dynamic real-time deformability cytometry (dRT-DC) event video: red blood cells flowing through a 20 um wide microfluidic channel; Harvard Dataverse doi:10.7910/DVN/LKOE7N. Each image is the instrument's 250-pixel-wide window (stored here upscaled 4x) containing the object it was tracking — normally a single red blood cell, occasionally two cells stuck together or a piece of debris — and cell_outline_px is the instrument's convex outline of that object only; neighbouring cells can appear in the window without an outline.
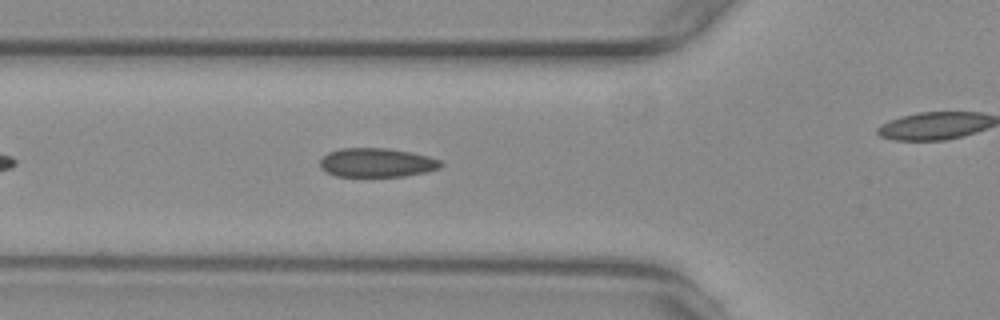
{"species": "common noctule bat (a hibernating species)", "species_latin": "Nyctalus noctula", "temperature_condition": "warm", "stored_images_in_passage": 32, "camera_frame_rate_fps": 3000, "um_per_image_px": 0.085, "animal": {"sex": "female", "body_mass_g": 29.2, "forearm_length_mm": 56.3}, "frame": {"image": 1, "passage_image": 7, "time_ms": 2.0, "image_size_px": [1000, 320], "cell_outline_px": [[444, 164], [440, 168], [424, 172], [404, 176], [336, 176], [324, 172], [320, 168], [320, 160], [328, 152], [340, 148], [384, 148], [412, 152], [428, 156], [440, 160]], "centroid_in_image_um": [32.0, 13.82], "position_along_channel_um": 93.8, "area_um2": 20.46}}
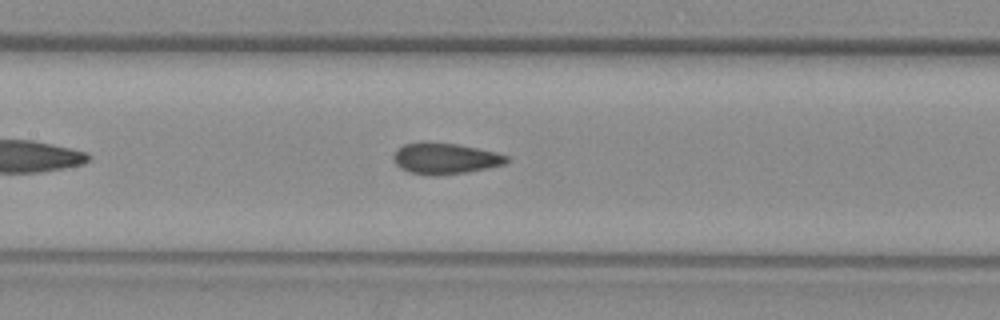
{"frame": {"image": 2, "passage_image": 13, "time_ms": 4.0, "image_size_px": [1000, 320], "cell_outline_px": [[512, 160], [504, 164], [488, 168], [468, 172], [436, 176], [432, 176], [408, 172], [400, 168], [396, 164], [392, 156], [396, 148], [404, 144], [456, 144], [496, 152], [508, 156]], "centroid_in_image_um": [37.86, 13.51], "position_along_channel_um": 169.5, "area_um2": 20.23}}
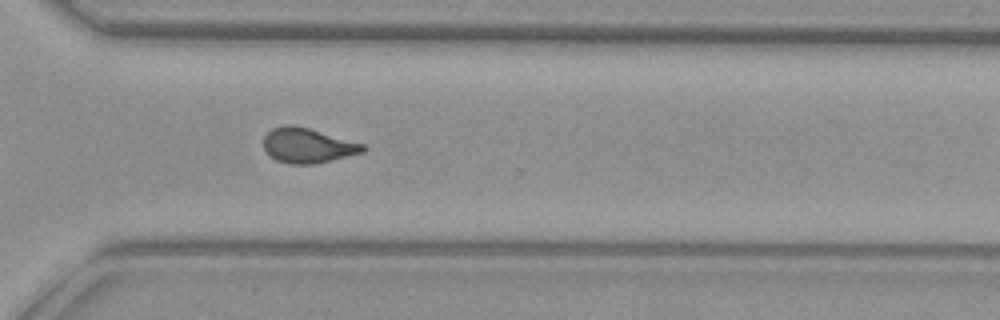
{"frame": {"image": 3, "passage_image": 27, "time_ms": 8.667, "image_size_px": [1000, 320], "cell_outline_px": [[368, 148], [364, 152], [316, 164], [288, 164], [276, 160], [264, 148], [264, 136], [272, 128], [284, 124], [292, 124], [308, 128], [364, 144]], "centroid_in_image_um": [26.16, 12.37], "position_along_channel_um": 344.4, "area_um2": 20.17}}